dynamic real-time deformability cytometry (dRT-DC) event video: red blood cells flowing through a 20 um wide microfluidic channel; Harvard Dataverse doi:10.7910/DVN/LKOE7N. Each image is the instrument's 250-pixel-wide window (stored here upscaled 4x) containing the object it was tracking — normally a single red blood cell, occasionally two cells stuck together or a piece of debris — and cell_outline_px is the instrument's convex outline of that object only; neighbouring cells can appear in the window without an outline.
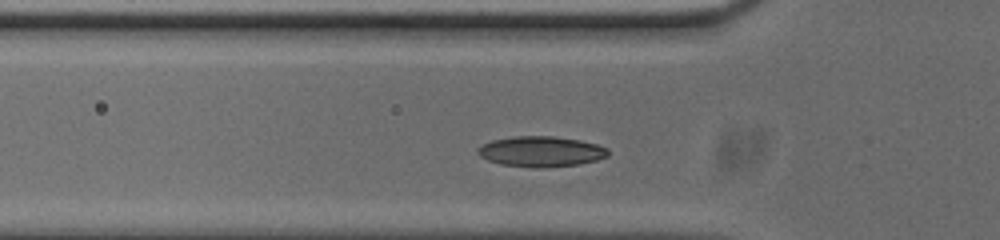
{"species": "common noctule bat (a hibernating species)", "species_latin": "Nyctalus noctula", "temperature_condition": "cold", "stored_images_in_passage": 38, "camera_frame_rate_fps": 3000, "um_per_image_px": 0.085, "animal": {"sex": "male", "body_mass_g": 20.0, "forearm_length_mm": 53.3}, "frame": {"image": 1, "passage_image": 9, "time_ms": 2.667, "image_size_px": [1000, 240], "cell_outline_px": [[608, 156], [596, 160], [580, 164], [536, 168], [500, 164], [488, 160], [480, 156], [476, 152], [484, 144], [492, 140], [512, 136], [552, 136], [580, 140], [596, 144], [608, 148]], "centroid_in_image_um": [45.99, 12.88], "position_along_channel_um": 79.8, "area_um2": 23.0}}
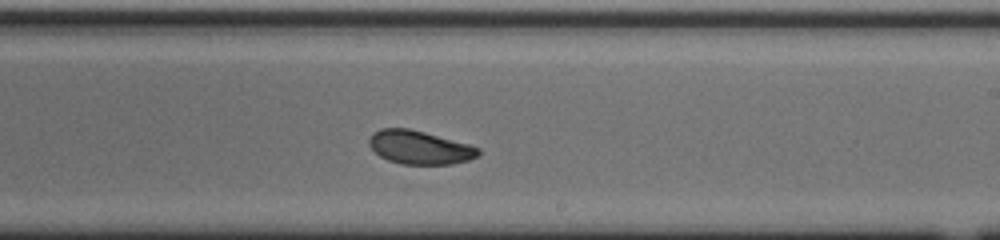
{"frame": {"image": 2, "passage_image": 23, "time_ms": 7.333, "image_size_px": [1000, 240], "cell_outline_px": [[480, 152], [476, 156], [468, 160], [452, 164], [400, 164], [388, 160], [380, 156], [368, 144], [368, 140], [372, 132], [380, 128], [408, 128], [424, 132], [468, 144], [480, 148]], "centroid_in_image_um": [35.63, 12.53], "position_along_channel_um": 253.4, "area_um2": 21.21}}
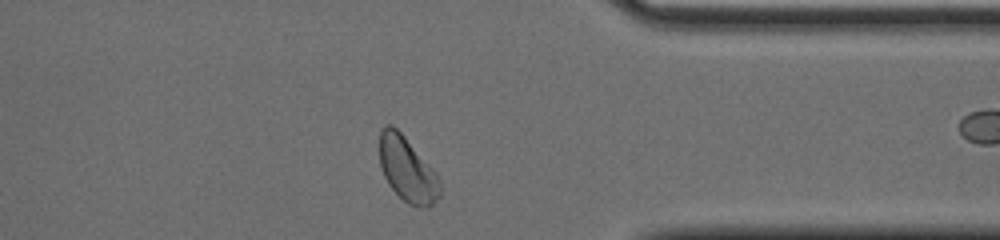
{"frame": {"image": 3, "passage_image": 34, "time_ms": 11.0, "image_size_px": [1000, 240], "cell_outline_px": [[440, 196], [428, 208], [424, 208], [408, 204], [388, 184], [384, 176], [380, 164], [380, 132], [388, 124], [392, 124], [404, 136], [436, 172], [440, 180]], "centroid_in_image_um": [34.63, 14.42], "position_along_channel_um": 376.8, "area_um2": 22.54}, "authors_computed_cell_mechanics": {"area_um2": 21.2993, "velocity_mm_per_s": 3.7244, "shape_relaxation_time_tau1_ms": 4.971, "shape_relaxation_time_tau2_ms": null, "deformation_change_tau1": 0.1144, "deformation_change_tau2": null}}